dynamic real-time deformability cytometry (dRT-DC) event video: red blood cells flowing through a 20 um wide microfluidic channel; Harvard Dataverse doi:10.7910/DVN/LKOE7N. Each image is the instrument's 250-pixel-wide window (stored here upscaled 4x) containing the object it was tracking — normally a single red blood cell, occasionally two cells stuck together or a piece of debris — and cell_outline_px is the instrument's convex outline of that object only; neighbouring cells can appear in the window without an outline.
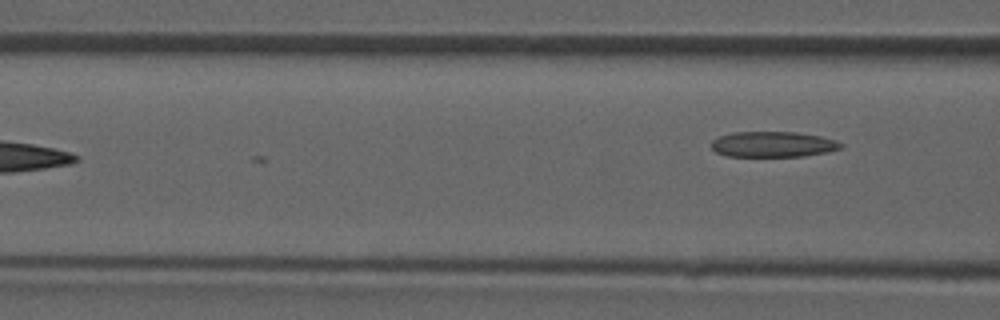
{"species": "common noctule bat (a hibernating species)", "species_latin": "Nyctalus noctula", "temperature_condition": "room temperature", "stored_images_in_passage": 7, "camera_frame_rate_fps": 3000, "um_per_image_px": 0.085, "animal": {"sex": "male", "forearm_length_mm": 52.5}, "frame": {"image": 1, "passage_image": 7, "time_ms": 7.0, "image_size_px": [1000, 320], "cell_outline_px": [[844, 148], [828, 152], [804, 156], [728, 156], [716, 152], [708, 144], [712, 140], [720, 136], [732, 132], [796, 132], [820, 136], [836, 140], [844, 144]], "centroid_in_image_um": [65.72, 12.26], "position_along_channel_um": 100.9, "area_um2": 19.48}}